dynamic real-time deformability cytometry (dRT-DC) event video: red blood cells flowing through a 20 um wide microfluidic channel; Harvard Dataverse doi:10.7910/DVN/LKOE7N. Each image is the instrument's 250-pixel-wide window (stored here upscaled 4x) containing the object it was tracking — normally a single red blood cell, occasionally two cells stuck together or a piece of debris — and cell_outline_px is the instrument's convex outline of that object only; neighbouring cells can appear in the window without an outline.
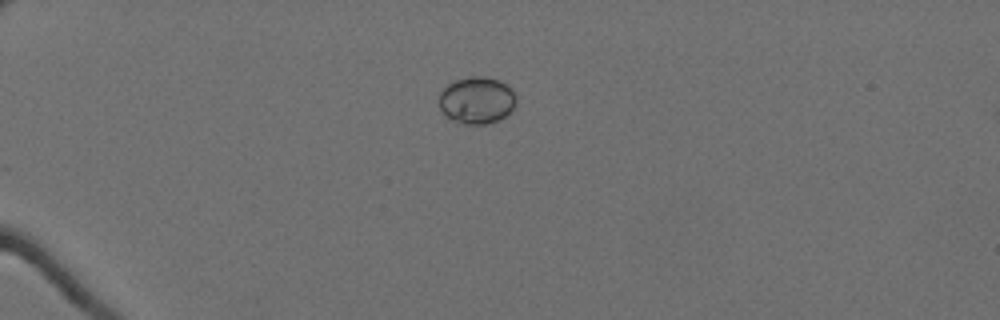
{"species": "Egyptian fruit bat (a non-hibernating species)", "species_latin": "Rousettus aegyptiacus", "temperature_condition": "cold", "stored_images_in_passage": 43, "camera_frame_rate_fps": 3000, "um_per_image_px": 0.085, "animal": {"sex": "female"}, "frame": {"image": 1, "passage_image": 1, "time_ms": 0.0, "image_size_px": [1000, 320], "cell_outline_px": [[516, 104], [504, 116], [488, 124], [464, 124], [448, 120], [440, 108], [440, 92], [448, 84], [456, 80], [472, 76], [484, 76], [496, 80], [504, 84], [516, 96]], "centroid_in_image_um": [40.48, 8.54], "position_along_channel_um": 44.5, "area_um2": 20.87}}
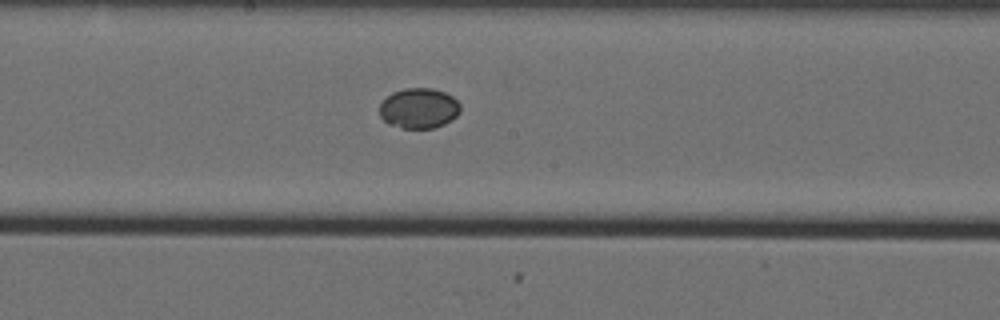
{"frame": {"image": 2, "passage_image": 19, "time_ms": 6.0, "image_size_px": [1000, 320], "cell_outline_px": [[460, 112], [452, 120], [444, 124], [432, 128], [400, 128], [388, 124], [380, 116], [380, 104], [392, 92], [404, 88], [432, 88], [444, 92], [452, 96], [460, 104]], "centroid_in_image_um": [35.61, 9.2], "position_along_channel_um": 212.6, "area_um2": 19.02}}
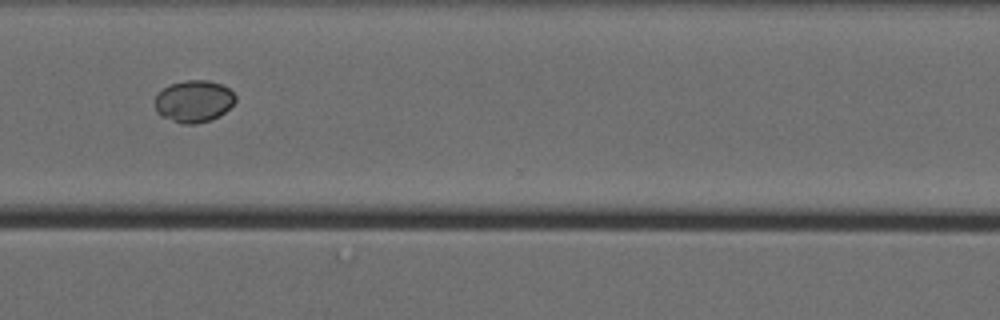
{"frame": {"image": 3, "passage_image": 31, "time_ms": 10.0, "image_size_px": [1000, 320], "cell_outline_px": [[236, 100], [224, 112], [208, 120], [196, 124], [180, 124], [160, 116], [156, 112], [156, 96], [164, 88], [172, 84], [184, 80], [208, 80], [220, 84], [228, 88], [236, 96]], "centroid_in_image_um": [16.45, 8.61], "position_along_channel_um": 354.1, "area_um2": 19.48}}